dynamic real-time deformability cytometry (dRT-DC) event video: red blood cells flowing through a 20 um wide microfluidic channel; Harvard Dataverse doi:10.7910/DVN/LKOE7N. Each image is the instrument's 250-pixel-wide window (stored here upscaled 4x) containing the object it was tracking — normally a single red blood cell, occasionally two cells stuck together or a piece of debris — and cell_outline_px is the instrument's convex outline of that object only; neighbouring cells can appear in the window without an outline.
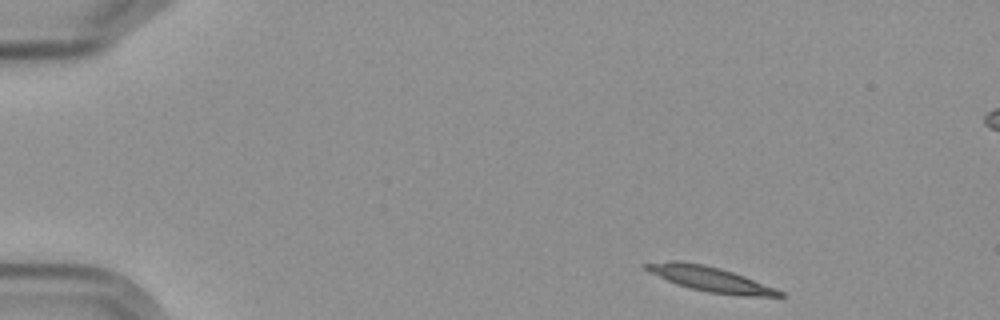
{"species": "Egyptian fruit bat (a non-hibernating species)", "species_latin": "Rousettus aegyptiacus", "temperature_condition": "cold", "stored_images_in_passage": 4, "camera_frame_rate_fps": 3000, "um_per_image_px": 0.085, "frame": {"image": 1, "passage_image": 1, "time_ms": 0.0, "image_size_px": [1000, 320], "cell_outline_px": [[784, 296], [736, 296], [708, 292], [676, 284], [648, 272], [640, 268], [640, 264], [672, 260], [676, 260], [704, 264], [720, 268], [744, 276], [776, 288], [784, 292]], "centroid_in_image_um": [60.31, 23.71], "position_along_channel_um": 24.7, "area_um2": 19.59}}
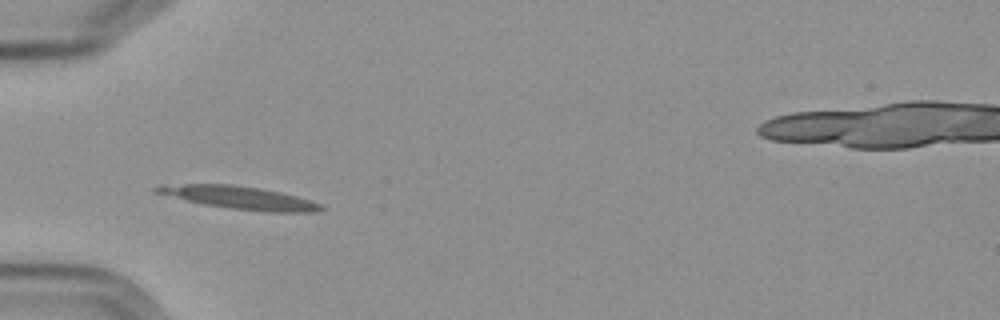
{"frame": {"image": 2, "passage_image": 4, "time_ms": 3.667, "image_size_px": [1000, 320], "cell_outline_px": [[324, 208], [316, 212], [264, 212], [232, 208], [204, 204], [152, 192], [152, 188], [184, 184], [232, 184], [260, 188], [280, 192], [296, 196], [320, 204]], "centroid_in_image_um": [20.4, 16.81], "position_along_channel_um": 64.6, "area_um2": 21.44}}